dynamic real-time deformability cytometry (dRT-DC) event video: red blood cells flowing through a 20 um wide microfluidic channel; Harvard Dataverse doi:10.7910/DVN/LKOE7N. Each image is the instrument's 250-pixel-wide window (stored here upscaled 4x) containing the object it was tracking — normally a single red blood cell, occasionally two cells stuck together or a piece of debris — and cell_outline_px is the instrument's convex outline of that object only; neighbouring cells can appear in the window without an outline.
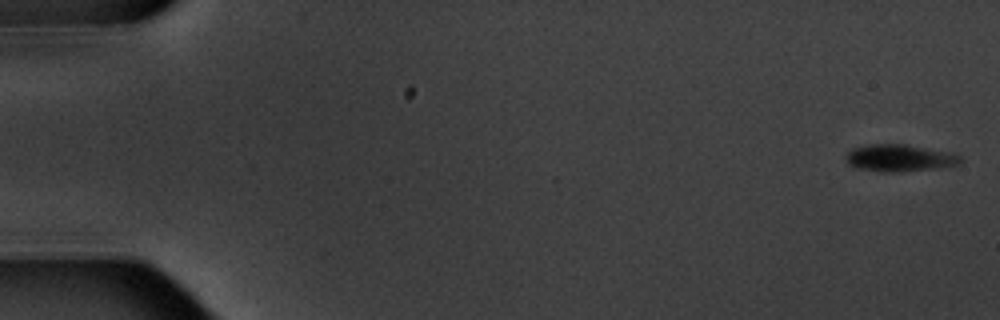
{"species": "common noctule bat (a hibernating species)", "species_latin": "Nyctalus noctula", "temperature_condition": "warm", "stored_images_in_passage": 7, "camera_frame_rate_fps": 3000, "um_per_image_px": 0.085, "animal": {"sex": "male", "body_mass_g": 20.1, "forearm_length_mm": 53.5}, "frame": {"image": 1, "passage_image": 1, "time_ms": 0.0, "image_size_px": [1000, 320], "cell_outline_px": [[964, 160], [960, 164], [940, 168], [896, 172], [880, 172], [856, 168], [848, 164], [848, 152], [852, 148], [868, 144], [904, 144], [952, 152], [960, 156]], "centroid_in_image_um": [76.51, 13.43], "position_along_channel_um": 8.5, "area_um2": 18.21}}
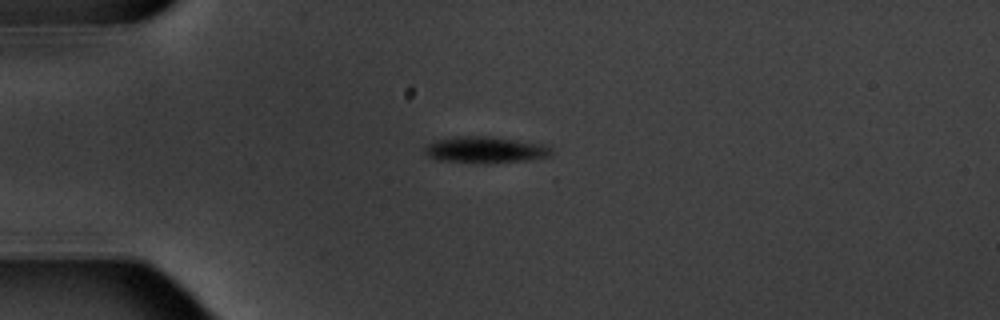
{"frame": {"image": 2, "passage_image": 5, "time_ms": 4.667, "image_size_px": [1000, 320], "cell_outline_px": [[552, 152], [548, 156], [524, 160], [440, 160], [428, 156], [424, 152], [424, 148], [428, 144], [436, 140], [456, 136], [488, 136], [540, 144], [552, 148]], "centroid_in_image_um": [41.2, 12.67], "position_along_channel_um": 43.8, "area_um2": 18.03}}
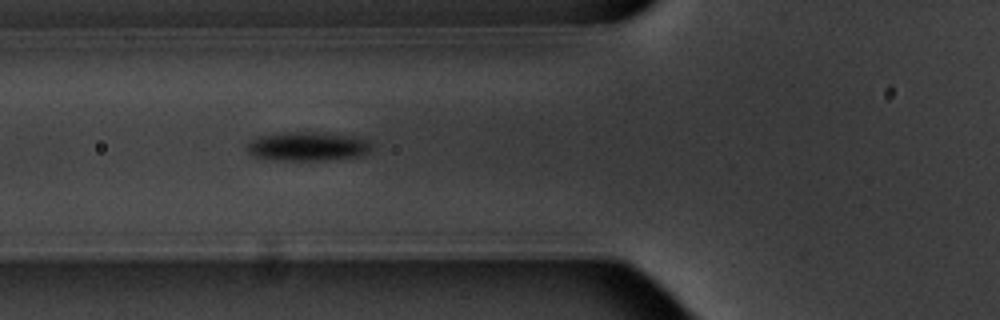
{"frame": {"image": 3, "passage_image": 7, "time_ms": 7.0, "image_size_px": [1000, 320], "cell_outline_px": [[372, 148], [364, 156], [328, 160], [284, 160], [252, 156], [248, 152], [248, 144], [256, 136], [284, 132], [324, 132], [352, 136], [364, 140], [372, 144]], "centroid_in_image_um": [26.17, 12.44], "position_along_channel_um": 99.6, "area_um2": 21.1}}